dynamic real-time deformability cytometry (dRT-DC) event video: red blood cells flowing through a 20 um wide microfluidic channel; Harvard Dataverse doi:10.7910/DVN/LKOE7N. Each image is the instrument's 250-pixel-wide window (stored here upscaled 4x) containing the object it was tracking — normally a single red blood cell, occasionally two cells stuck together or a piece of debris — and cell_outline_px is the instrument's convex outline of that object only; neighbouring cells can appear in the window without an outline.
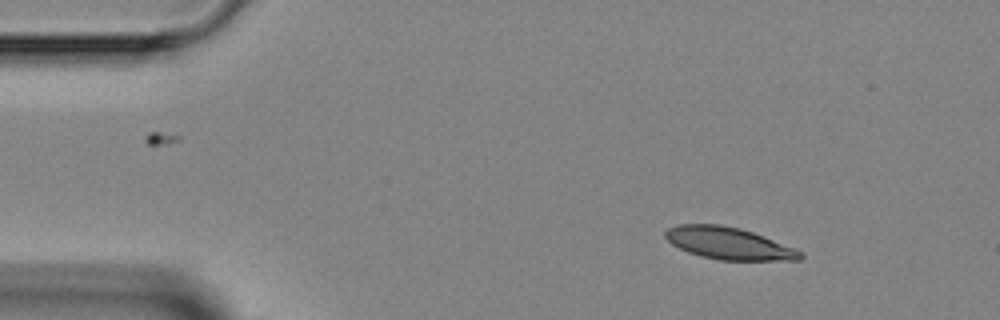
{"species": "Egyptian fruit bat (a non-hibernating species)", "species_latin": "Rousettus aegyptiacus", "temperature_condition": "room temperature", "stored_images_in_passage": 3, "camera_frame_rate_fps": 3000, "um_per_image_px": 0.085, "animal": {"sex": "female"}, "frame": {"image": 1, "passage_image": 3, "time_ms": 3.0, "image_size_px": [1000, 320], "cell_outline_px": [[804, 256], [800, 260], [720, 260], [700, 256], [688, 252], [672, 244], [664, 236], [664, 232], [668, 228], [676, 224], [720, 224], [740, 228], [752, 232], [804, 252]], "centroid_in_image_um": [61.92, 20.68], "position_along_channel_um": 23.1, "area_um2": 25.14}}